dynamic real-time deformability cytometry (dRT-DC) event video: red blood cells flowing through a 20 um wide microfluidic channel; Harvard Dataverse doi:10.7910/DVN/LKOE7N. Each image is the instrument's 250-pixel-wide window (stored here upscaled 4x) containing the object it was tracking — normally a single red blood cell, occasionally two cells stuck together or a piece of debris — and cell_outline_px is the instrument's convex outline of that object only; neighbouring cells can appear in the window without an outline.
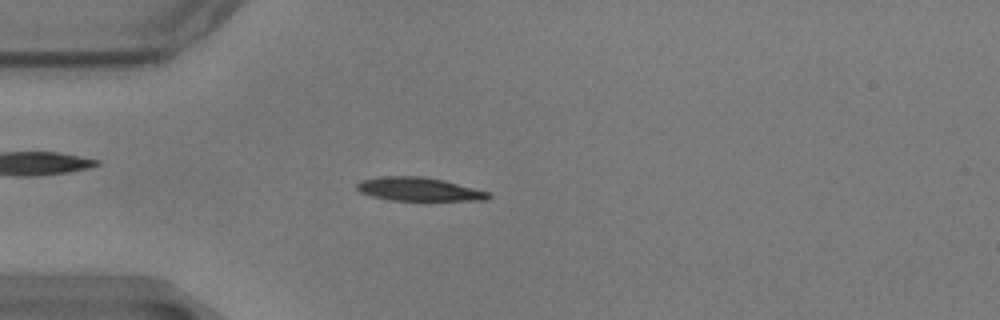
{"species": "common noctule bat (a hibernating species)", "species_latin": "Nyctalus noctula", "temperature_condition": "warm", "stored_images_in_passage": 55, "camera_frame_rate_fps": 3000, "um_per_image_px": 0.085, "animal": {"sex": "male", "body_mass_g": 17.9}, "frame": {"image": 1, "passage_image": 13, "time_ms": 4.0, "image_size_px": [1000, 320], "cell_outline_px": [[492, 196], [488, 200], [392, 200], [372, 196], [360, 192], [356, 188], [356, 184], [360, 180], [380, 176], [420, 176], [444, 180], [488, 192]], "centroid_in_image_um": [35.57, 16.07], "position_along_channel_um": 49.4, "area_um2": 17.92}}
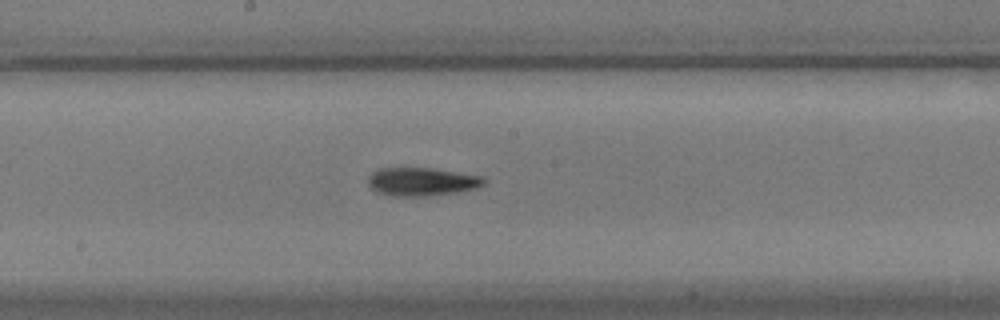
{"frame": {"image": 2, "passage_image": 28, "time_ms": 9.0, "image_size_px": [1000, 320], "cell_outline_px": [[488, 180], [484, 184], [476, 188], [456, 192], [424, 196], [392, 196], [380, 192], [372, 188], [368, 184], [368, 176], [372, 172], [380, 168], [432, 168], [484, 176]], "centroid_in_image_um": [35.88, 15.43], "position_along_channel_um": 212.3, "area_um2": 19.07}}
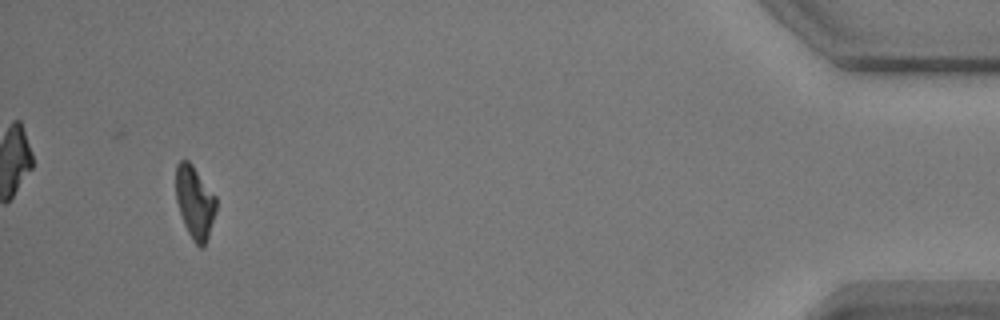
{"frame": {"image": 3, "passage_image": 52, "time_ms": 17.0, "image_size_px": [1000, 320], "cell_outline_px": [[216, 208], [208, 236], [204, 244], [200, 248], [192, 240], [184, 224], [176, 200], [176, 164], [180, 160], [188, 160], [192, 164], [216, 196]], "centroid_in_image_um": [16.54, 17.16], "position_along_channel_um": 418.7, "area_um2": 16.82}, "authors_computed_cell_mechanics": {"area_um2": 17.8024, "velocity_mm_per_s": 3.4868, "shape_relaxation_time_tau1_ms": 10.3529, "shape_relaxation_time_tau2_ms": null, "deformation_change_tau1": 0.2597, "deformation_change_tau2": null}}